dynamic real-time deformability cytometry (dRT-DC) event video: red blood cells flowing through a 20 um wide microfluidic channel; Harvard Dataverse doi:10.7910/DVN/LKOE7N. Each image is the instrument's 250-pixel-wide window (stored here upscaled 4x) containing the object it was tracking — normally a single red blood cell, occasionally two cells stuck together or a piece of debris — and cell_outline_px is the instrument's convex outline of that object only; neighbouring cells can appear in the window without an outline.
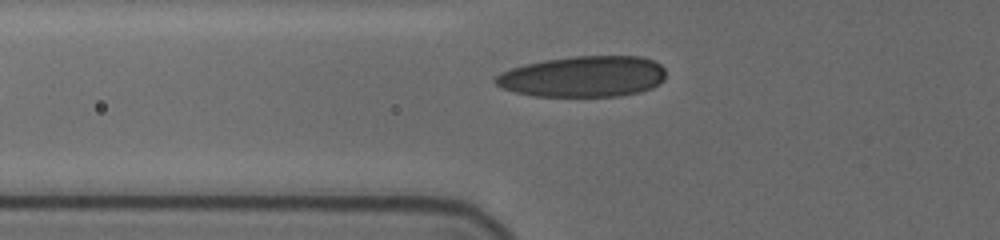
{"species": "human", "species_latin": "Homo sapiens", "temperature_condition": "cold", "stored_images_in_passage": 5, "camera_frame_rate_fps": 3000, "um_per_image_px": 0.085, "donor": {"sex": "female"}, "frame": {"image": 1, "passage_image": 5, "time_ms": 3.333, "image_size_px": [1000, 240], "cell_outline_px": [[664, 80], [660, 84], [652, 88], [640, 92], [620, 96], [536, 96], [516, 92], [504, 88], [496, 84], [492, 80], [500, 72], [524, 64], [544, 60], [572, 56], [640, 56], [652, 60], [660, 64], [664, 68]], "centroid_in_image_um": [49.59, 6.5], "position_along_channel_um": 76.2, "area_um2": 40.81}}